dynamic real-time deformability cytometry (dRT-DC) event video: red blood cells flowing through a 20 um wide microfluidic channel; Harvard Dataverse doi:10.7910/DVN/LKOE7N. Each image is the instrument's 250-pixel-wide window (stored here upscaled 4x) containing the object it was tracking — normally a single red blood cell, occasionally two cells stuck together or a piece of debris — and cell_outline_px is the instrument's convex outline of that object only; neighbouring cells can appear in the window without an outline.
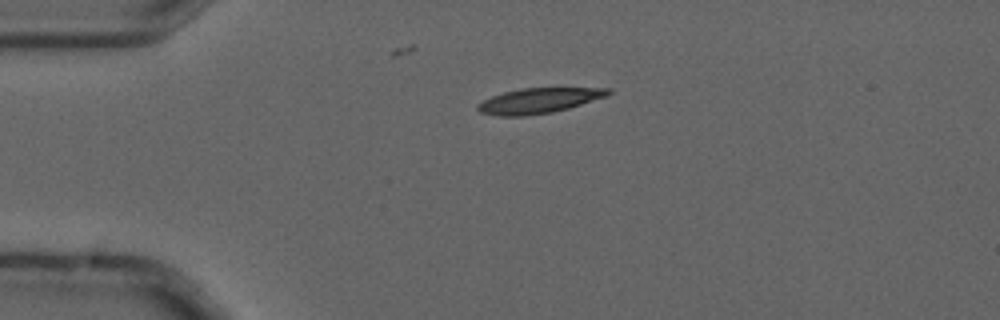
{"species": "common noctule bat (a hibernating species)", "species_latin": "Nyctalus noctula", "temperature_condition": "cold", "stored_images_in_passage": 3, "camera_frame_rate_fps": 3000, "um_per_image_px": 0.085, "animal": {"sex": "male", "forearm_length_mm": 52.5}, "frame": {"image": 1, "passage_image": 2, "time_ms": 0.333, "image_size_px": [1000, 320], "cell_outline_px": [[612, 92], [608, 96], [568, 108], [552, 112], [524, 116], [496, 116], [480, 112], [476, 108], [476, 104], [492, 96], [504, 92], [524, 88], [612, 88]], "centroid_in_image_um": [45.8, 8.56], "position_along_channel_um": 39.2, "area_um2": 19.13}}